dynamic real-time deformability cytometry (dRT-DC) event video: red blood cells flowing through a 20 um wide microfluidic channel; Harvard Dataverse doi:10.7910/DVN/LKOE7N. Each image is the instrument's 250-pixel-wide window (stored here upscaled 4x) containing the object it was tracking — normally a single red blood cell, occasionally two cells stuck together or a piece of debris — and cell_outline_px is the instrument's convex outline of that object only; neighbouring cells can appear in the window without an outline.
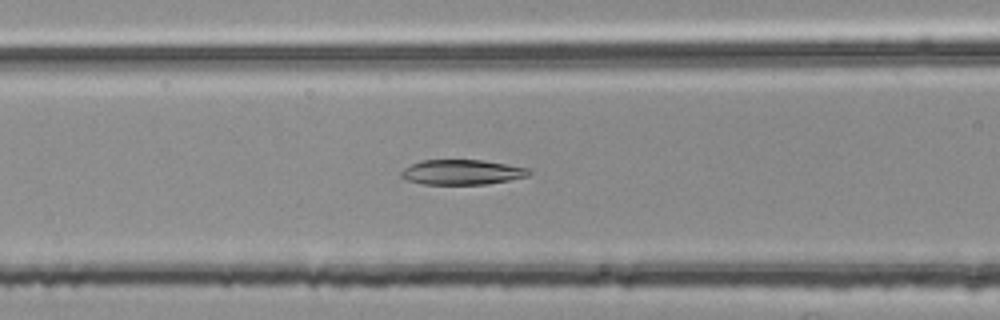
{"species": "common noctule bat (a hibernating species)", "species_latin": "Nyctalus noctula", "temperature_condition": "room temperature", "stored_images_in_passage": 42, "camera_frame_rate_fps": 3000, "um_per_image_px": 0.085, "animal": {"sex": "female", "body_mass_g": 25.1}, "frame": {"image": 1, "passage_image": 10, "time_ms": 3.0, "image_size_px": [1000, 320], "cell_outline_px": [[532, 172], [528, 176], [488, 184], [424, 184], [408, 180], [400, 176], [400, 172], [404, 168], [420, 160], [480, 160], [528, 168]], "centroid_in_image_um": [39.25, 14.63], "position_along_channel_um": 127.4, "area_um2": 18.44}}
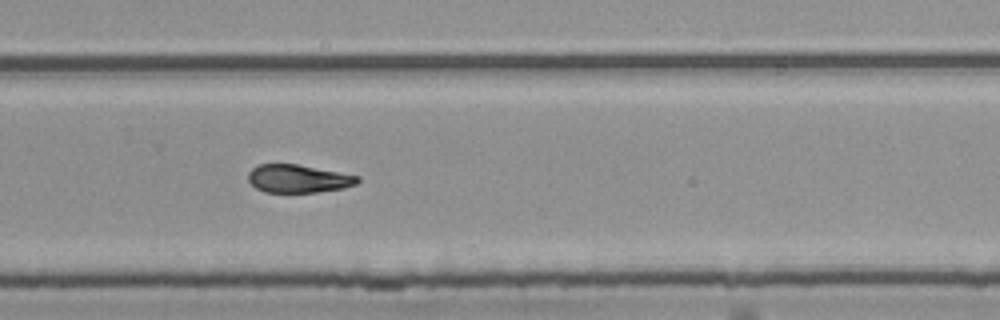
{"frame": {"image": 2, "passage_image": 24, "time_ms": 7.667, "image_size_px": [1000, 320], "cell_outline_px": [[360, 180], [356, 184], [344, 188], [316, 192], [264, 192], [256, 188], [248, 180], [248, 172], [252, 168], [260, 164], [296, 164], [360, 176]], "centroid_in_image_um": [25.34, 15.19], "position_along_channel_um": 304.5, "area_um2": 17.8}}
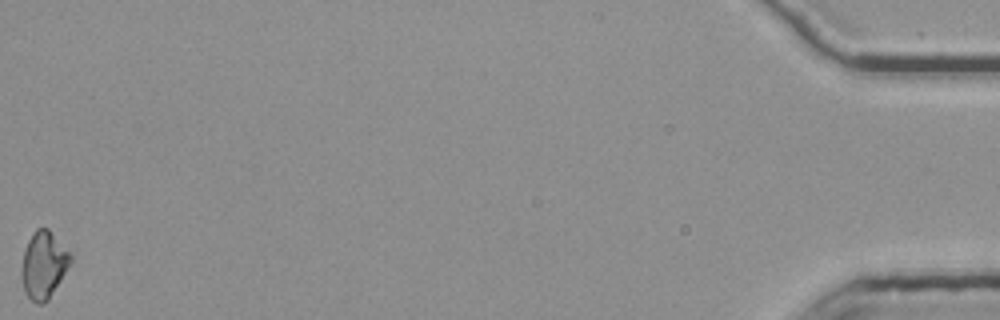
{"frame": {"image": 3, "passage_image": 42, "time_ms": 13.667, "image_size_px": [1000, 320], "cell_outline_px": [[72, 260], [48, 300], [44, 304], [36, 304], [24, 292], [20, 276], [20, 272], [24, 252], [28, 240], [36, 228], [48, 228], [72, 256]], "centroid_in_image_um": [3.67, 22.54], "position_along_channel_um": 431.5, "area_um2": 18.96}, "authors_computed_cell_mechanics": {"area_um2": 19.0162, "velocity_mm_per_s": 3.8142, "shape_relaxation_time_tau1_ms": 7.2488, "shape_relaxation_time_tau2_ms": null, "deformation_change_tau1": 0.1787, "deformation_change_tau2": null}}